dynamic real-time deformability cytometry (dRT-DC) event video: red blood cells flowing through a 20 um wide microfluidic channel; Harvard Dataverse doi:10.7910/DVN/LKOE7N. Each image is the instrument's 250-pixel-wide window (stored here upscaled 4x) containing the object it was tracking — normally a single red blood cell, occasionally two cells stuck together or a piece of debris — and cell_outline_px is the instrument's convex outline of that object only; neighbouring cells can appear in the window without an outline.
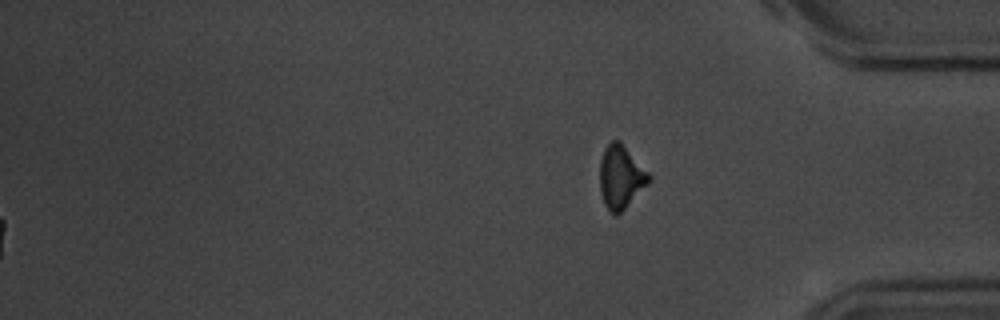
{"species": "common noctule bat (a hibernating species)", "species_latin": "Nyctalus noctula", "temperature_condition": "room temperature", "stored_images_in_passage": 16, "camera_frame_rate_fps": 3000, "um_per_image_px": 0.085, "animal": {"sex": "male", "body_mass_g": 20.1, "forearm_length_mm": 53.5}, "frame": {"image": 1, "passage_image": 16, "time_ms": 19.333, "image_size_px": [1000, 320], "cell_outline_px": [[652, 180], [616, 216], [612, 216], [604, 204], [600, 192], [600, 160], [604, 148], [612, 140], [620, 140], [652, 176]], "centroid_in_image_um": [52.76, 15.04], "position_along_channel_um": 382.4, "area_um2": 18.21}}